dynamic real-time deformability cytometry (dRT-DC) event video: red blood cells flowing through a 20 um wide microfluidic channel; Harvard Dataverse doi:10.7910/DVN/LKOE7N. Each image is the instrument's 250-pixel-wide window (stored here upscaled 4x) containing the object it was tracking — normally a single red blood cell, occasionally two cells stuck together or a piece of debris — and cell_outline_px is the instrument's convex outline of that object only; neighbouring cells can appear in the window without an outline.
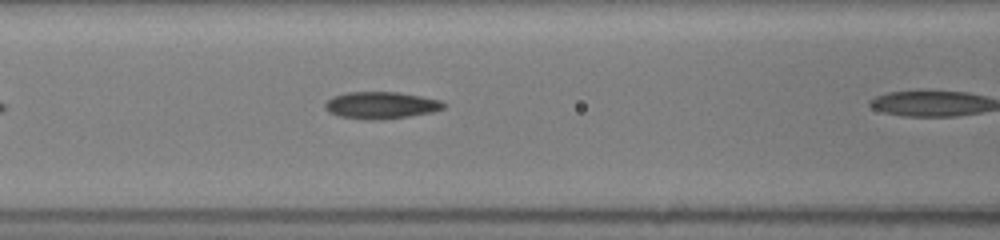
{"species": "common noctule bat (a hibernating species)", "species_latin": "Nyctalus noctula", "temperature_condition": "room temperature", "stored_images_in_passage": 10, "camera_frame_rate_fps": 3000, "um_per_image_px": 0.085, "animal": {"sex": "female", "body_mass_g": 19.5, "forearm_length_mm": 54.1}, "frame": {"image": 1, "passage_image": 9, "time_ms": 2.667, "image_size_px": [1000, 240], "cell_outline_px": [[448, 104], [444, 108], [432, 112], [408, 116], [372, 120], [340, 116], [328, 112], [324, 108], [324, 104], [332, 96], [348, 92], [396, 92], [420, 96], [440, 100]], "centroid_in_image_um": [32.38, 8.94], "position_along_channel_um": 134.2, "area_um2": 18.5}}